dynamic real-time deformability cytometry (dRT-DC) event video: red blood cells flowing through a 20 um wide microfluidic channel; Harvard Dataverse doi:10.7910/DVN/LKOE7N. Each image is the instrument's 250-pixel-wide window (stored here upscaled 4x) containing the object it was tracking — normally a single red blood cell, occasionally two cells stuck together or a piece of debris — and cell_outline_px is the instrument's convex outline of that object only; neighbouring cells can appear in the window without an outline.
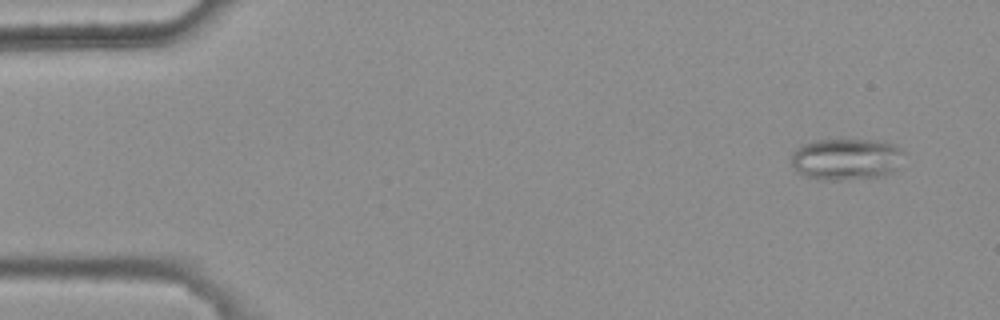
{"species": "common noctule bat (a hibernating species)", "species_latin": "Nyctalus noctula", "temperature_condition": "warm", "stored_images_in_passage": 5, "camera_frame_rate_fps": 3000, "um_per_image_px": 0.085, "animal": {"sex": "female", "body_mass_g": 25.1}, "frame": {"image": 1, "passage_image": 2, "time_ms": 0.333, "image_size_px": [1000, 320], "cell_outline_px": [[904, 152], [896, 168], [892, 172], [884, 176], [840, 180], [816, 180], [804, 176], [796, 172], [792, 164], [792, 152], [800, 144], [816, 140], [884, 140], [900, 148]], "centroid_in_image_um": [71.89, 13.53], "position_along_channel_um": 13.1, "area_um2": 27.63}}